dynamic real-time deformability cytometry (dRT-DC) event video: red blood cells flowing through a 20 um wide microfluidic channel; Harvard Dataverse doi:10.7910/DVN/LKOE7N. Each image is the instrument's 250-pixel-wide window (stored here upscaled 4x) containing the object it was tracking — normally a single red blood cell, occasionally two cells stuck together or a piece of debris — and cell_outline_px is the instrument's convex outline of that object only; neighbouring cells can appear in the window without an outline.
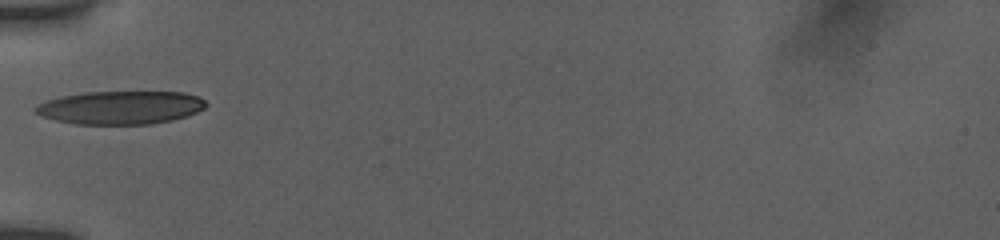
{"species": "human", "species_latin": "Homo sapiens", "temperature_condition": "room temperature", "stored_images_in_passage": 4, "camera_frame_rate_fps": 3000, "um_per_image_px": 0.085, "donor": {"sex": "female"}, "frame": {"image": 1, "passage_image": 1, "time_ms": 0.0, "image_size_px": [1000, 240], "cell_outline_px": [[208, 104], [204, 108], [196, 112], [172, 120], [152, 124], [76, 124], [56, 120], [44, 116], [36, 112], [32, 108], [36, 104], [60, 96], [84, 92], [184, 92], [200, 96]], "centroid_in_image_um": [10.25, 9.13], "position_along_channel_um": 74.8, "area_um2": 33.06}}
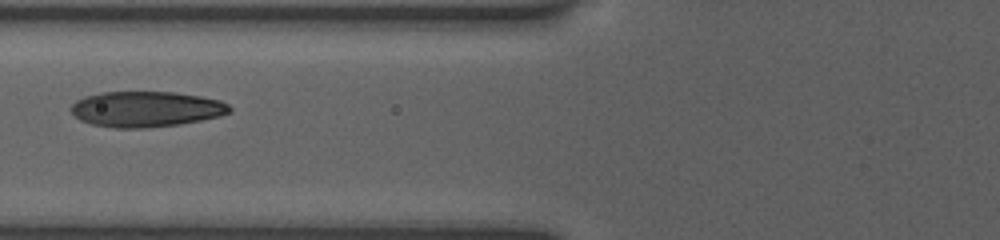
{"frame": {"image": 2, "passage_image": 2, "time_ms": 1.0, "image_size_px": [1000, 240], "cell_outline_px": [[232, 112], [220, 116], [180, 124], [144, 128], [112, 128], [92, 124], [80, 120], [68, 108], [76, 100], [84, 96], [104, 92], [176, 92], [200, 96], [220, 100], [228, 104], [232, 108]], "centroid_in_image_um": [12.41, 9.27], "position_along_channel_um": 113.4, "area_um2": 33.06}}
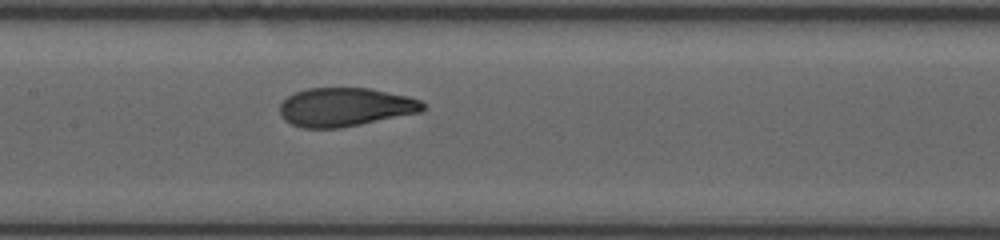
{"frame": {"image": 3, "passage_image": 4, "time_ms": 2.667, "image_size_px": [1000, 240], "cell_outline_px": [[428, 108], [420, 112], [340, 128], [304, 128], [292, 124], [284, 120], [280, 116], [280, 104], [288, 96], [296, 92], [308, 88], [368, 88], [408, 96], [420, 100]], "centroid_in_image_um": [29.33, 9.1], "position_along_channel_um": 178.1, "area_um2": 32.14}}